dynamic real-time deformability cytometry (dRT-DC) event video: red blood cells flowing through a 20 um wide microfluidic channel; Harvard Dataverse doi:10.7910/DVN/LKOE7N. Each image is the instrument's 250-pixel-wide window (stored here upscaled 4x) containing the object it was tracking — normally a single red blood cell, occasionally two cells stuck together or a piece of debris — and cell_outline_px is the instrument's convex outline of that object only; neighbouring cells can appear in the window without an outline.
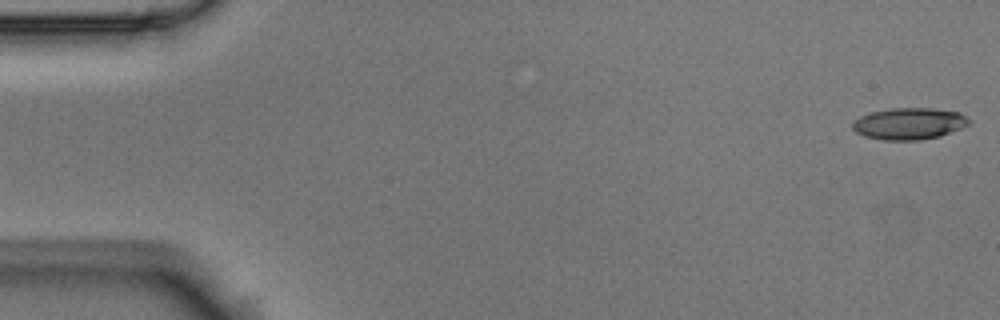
{"species": "Egyptian fruit bat (a non-hibernating species)", "species_latin": "Rousettus aegyptiacus", "temperature_condition": "room temperature", "stored_images_in_passage": 13, "camera_frame_rate_fps": 3000, "um_per_image_px": 0.085, "animal": {"sex": "male"}, "frame": {"image": 1, "passage_image": 1, "time_ms": 0.0, "image_size_px": [1000, 320], "cell_outline_px": [[968, 124], [960, 128], [940, 136], [920, 140], [884, 140], [864, 136], [856, 132], [852, 128], [852, 120], [860, 116], [872, 112], [892, 108], [932, 108], [960, 112], [968, 120]], "centroid_in_image_um": [77.22, 10.51], "position_along_channel_um": 7.8, "area_um2": 21.39}}